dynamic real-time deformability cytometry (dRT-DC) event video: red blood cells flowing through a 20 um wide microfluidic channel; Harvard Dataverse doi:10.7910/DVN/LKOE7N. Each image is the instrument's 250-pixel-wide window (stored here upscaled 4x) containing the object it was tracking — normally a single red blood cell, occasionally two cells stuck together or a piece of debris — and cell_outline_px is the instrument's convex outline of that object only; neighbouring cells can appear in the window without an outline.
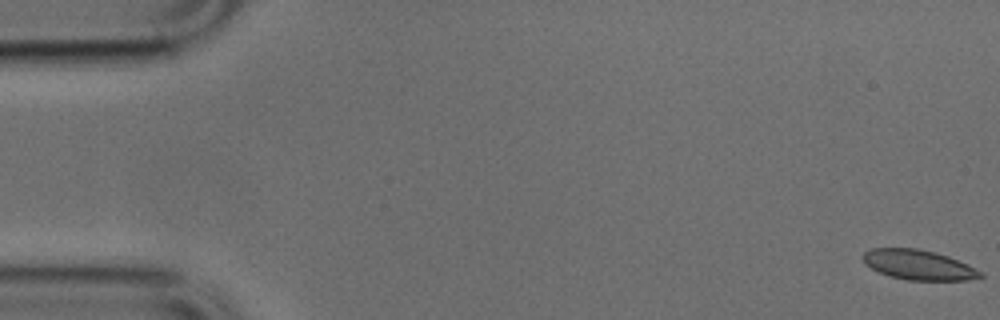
{"species": "common noctule bat (a hibernating species)", "species_latin": "Nyctalus noctula", "temperature_condition": "cold", "stored_images_in_passage": 51, "camera_frame_rate_fps": 3000, "um_per_image_px": 0.085, "animal": {"sex": "male", "body_mass_g": 17.9, "forearm_length_mm": 54.2}, "frame": {"image": 1, "passage_image": 1, "time_ms": 0.0, "image_size_px": [1000, 320], "cell_outline_px": [[984, 276], [968, 280], [908, 280], [888, 276], [864, 264], [860, 256], [864, 252], [872, 248], [916, 248], [936, 252], [948, 256], [984, 272]], "centroid_in_image_um": [78.05, 22.51], "position_along_channel_um": 7.0, "area_um2": 20.58}}
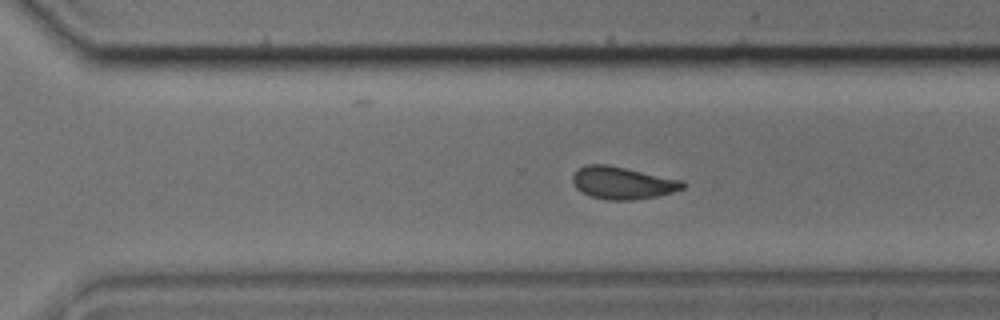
{"frame": {"image": 2, "passage_image": 35, "time_ms": 11.333, "image_size_px": [1000, 320], "cell_outline_px": [[684, 188], [672, 192], [656, 196], [632, 200], [608, 200], [588, 196], [580, 192], [576, 188], [572, 180], [572, 176], [584, 164], [608, 164], [684, 180]], "centroid_in_image_um": [52.9, 15.54], "position_along_channel_um": 317.7, "area_um2": 20.92}}
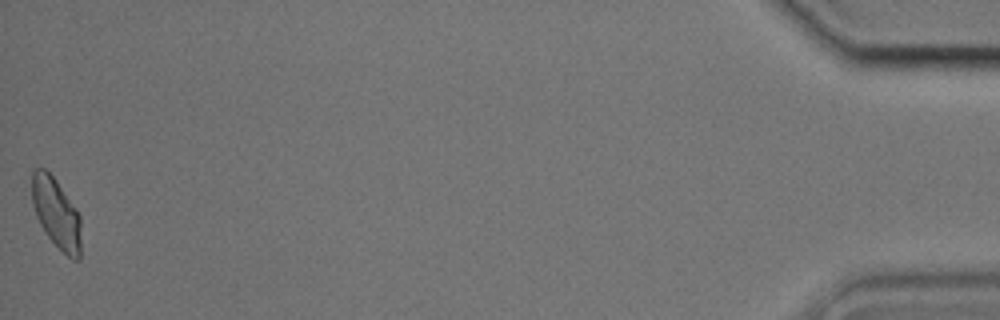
{"frame": {"image": 3, "passage_image": 51, "time_ms": 16.667, "image_size_px": [1000, 320], "cell_outline_px": [[80, 260], [72, 260], [44, 232], [36, 216], [32, 204], [32, 168], [44, 168], [56, 180], [76, 208], [80, 216]], "centroid_in_image_um": [4.77, 18.1], "position_along_channel_um": 430.4, "area_um2": 20.0}}